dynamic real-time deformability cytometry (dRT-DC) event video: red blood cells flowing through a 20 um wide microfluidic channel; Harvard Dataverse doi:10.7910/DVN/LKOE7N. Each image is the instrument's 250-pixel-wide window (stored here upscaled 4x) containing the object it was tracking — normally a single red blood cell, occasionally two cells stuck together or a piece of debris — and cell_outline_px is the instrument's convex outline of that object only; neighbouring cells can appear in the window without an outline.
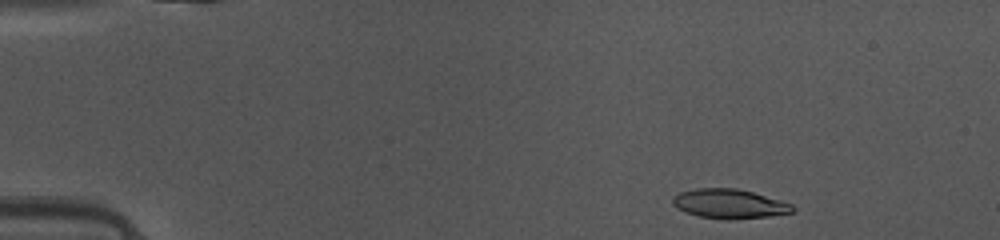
{"species": "common noctule bat (a hibernating species)", "species_latin": "Nyctalus noctula", "temperature_condition": "warm", "stored_images_in_passage": 42, "camera_frame_rate_fps": 3000, "um_per_image_px": 0.085, "animal": {"sex": "female", "body_mass_g": 10.0, "forearm_length_mm": 53.1}, "frame": {"image": 1, "passage_image": 1, "time_ms": 0.0, "image_size_px": [1000, 240], "cell_outline_px": [[796, 208], [792, 212], [768, 216], [728, 220], [700, 216], [684, 212], [676, 208], [672, 204], [672, 200], [680, 192], [696, 188], [736, 188], [752, 192], [780, 200], [792, 204]], "centroid_in_image_um": [61.98, 17.32], "position_along_channel_um": 23.0, "area_um2": 20.4}}
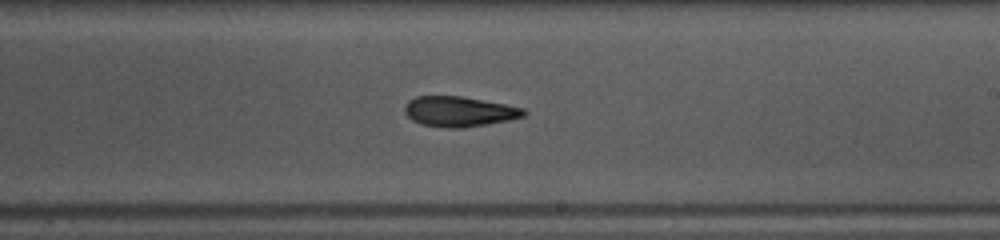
{"frame": {"image": 2, "passage_image": 23, "time_ms": 7.333, "image_size_px": [1000, 240], "cell_outline_px": [[528, 112], [524, 116], [508, 120], [464, 128], [448, 128], [420, 124], [412, 120], [404, 112], [404, 104], [408, 100], [416, 96], [460, 96], [504, 104], [524, 108]], "centroid_in_image_um": [38.99, 9.48], "position_along_channel_um": 250.0, "area_um2": 20.98}}
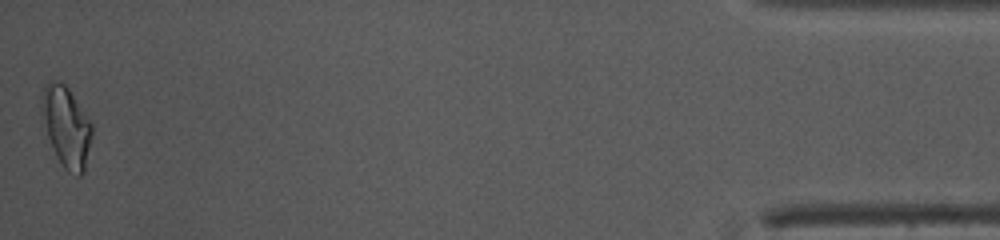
{"frame": {"image": 3, "passage_image": 42, "time_ms": 13.667, "image_size_px": [1000, 240], "cell_outline_px": [[92, 136], [84, 172], [80, 176], [76, 176], [68, 172], [64, 168], [48, 136], [40, 96], [48, 80], [64, 84], [68, 88], [92, 124]], "centroid_in_image_um": [5.67, 10.78], "position_along_channel_um": 429.5, "area_um2": 22.83}, "authors_computed_cell_mechanics": {"area_um2": 21.1259, "velocity_mm_per_s": 4.179, "shape_relaxation_time_tau1_ms": null, "shape_relaxation_time_tau2_ms": 3.4577, "deformation_change_tau1": null, "deformation_change_tau2": 0.1061}}